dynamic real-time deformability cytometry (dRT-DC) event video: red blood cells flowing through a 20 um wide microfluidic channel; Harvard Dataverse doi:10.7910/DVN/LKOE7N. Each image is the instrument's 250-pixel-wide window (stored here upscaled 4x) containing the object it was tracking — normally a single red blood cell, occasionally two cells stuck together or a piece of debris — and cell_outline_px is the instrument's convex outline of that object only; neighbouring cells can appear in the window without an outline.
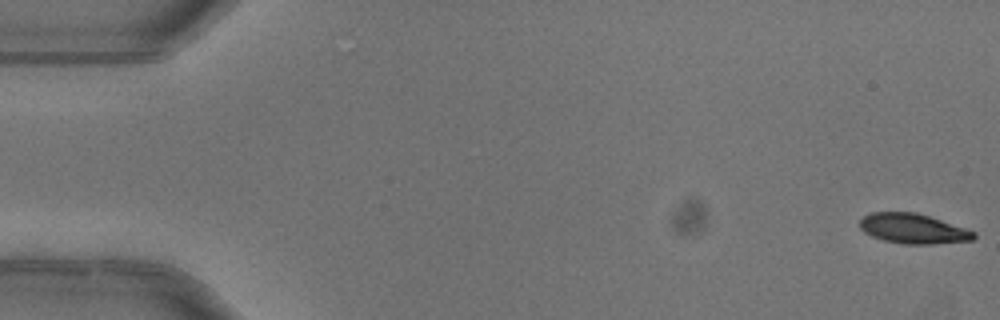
{"species": "common noctule bat (a hibernating species)", "species_latin": "Nyctalus noctula", "temperature_condition": "warm", "stored_images_in_passage": 4, "camera_frame_rate_fps": 3000, "um_per_image_px": 0.085, "animal": {"sex": "female"}, "frame": {"image": 1, "passage_image": 1, "time_ms": 0.0, "image_size_px": [1000, 320], "cell_outline_px": [[976, 236], [972, 240], [932, 244], [904, 244], [884, 240], [872, 236], [864, 232], [860, 228], [860, 220], [868, 212], [916, 212], [976, 232]], "centroid_in_image_um": [77.58, 19.43], "position_along_channel_um": 7.4, "area_um2": 19.71}}